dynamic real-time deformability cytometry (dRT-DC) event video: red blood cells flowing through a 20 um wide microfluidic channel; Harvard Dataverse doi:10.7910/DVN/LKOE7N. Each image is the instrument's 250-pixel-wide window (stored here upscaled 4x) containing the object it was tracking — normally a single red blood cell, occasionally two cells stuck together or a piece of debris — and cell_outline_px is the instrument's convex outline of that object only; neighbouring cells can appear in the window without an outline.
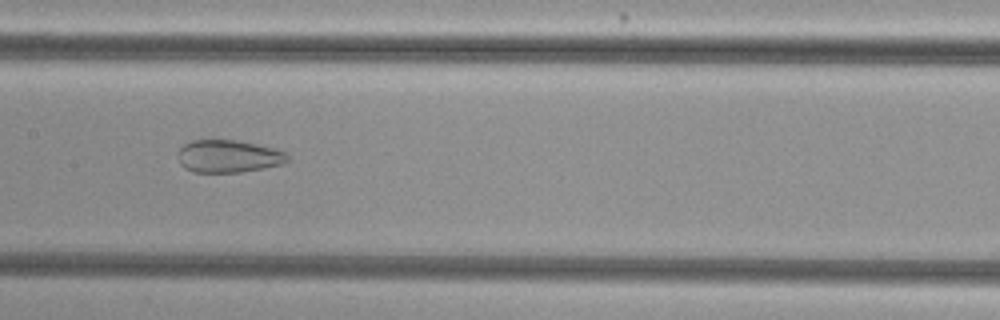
{"species": "common noctule bat (a hibernating species)", "species_latin": "Nyctalus noctula", "temperature_condition": "cold", "stored_images_in_passage": 38, "camera_frame_rate_fps": 3000, "um_per_image_px": 0.085, "animal": {"sex": "female", "body_mass_g": 29.2, "forearm_length_mm": 56.3}, "frame": {"image": 1, "passage_image": 11, "time_ms": 3.333, "image_size_px": [1000, 320], "cell_outline_px": [[288, 160], [284, 164], [264, 168], [240, 172], [192, 172], [184, 168], [180, 164], [176, 156], [180, 148], [184, 144], [192, 140], [236, 140], [276, 148], [284, 152], [288, 156]], "centroid_in_image_um": [19.39, 13.28], "position_along_channel_um": 188.0, "area_um2": 20.98}}
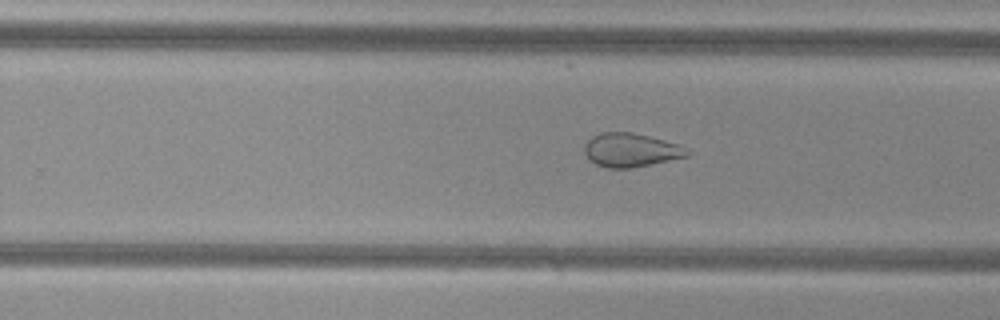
{"frame": {"image": 2, "passage_image": 18, "time_ms": 5.667, "image_size_px": [1000, 320], "cell_outline_px": [[692, 152], [688, 156], [652, 164], [632, 168], [608, 168], [596, 164], [588, 160], [584, 152], [584, 144], [592, 136], [600, 132], [632, 132], [680, 144]], "centroid_in_image_um": [53.61, 12.75], "position_along_channel_um": 276.2, "area_um2": 20.4}}
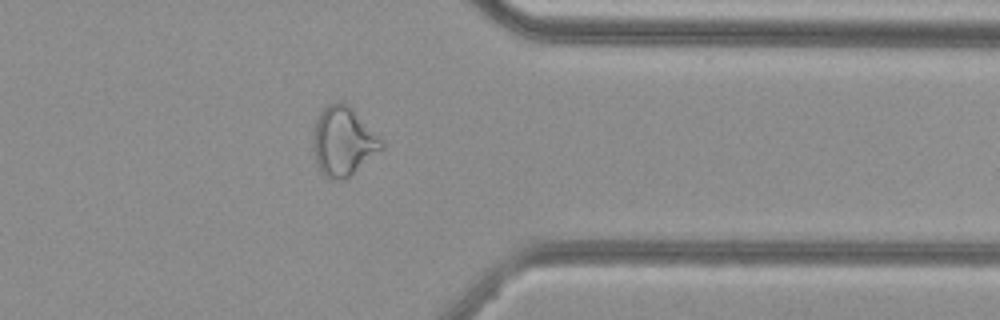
{"frame": {"image": 3, "passage_image": 27, "time_ms": 8.667, "image_size_px": [1000, 320], "cell_outline_px": [[384, 148], [344, 180], [332, 180], [324, 176], [320, 172], [316, 160], [312, 144], [312, 136], [316, 116], [328, 104], [340, 100], [348, 104], [384, 140]], "centroid_in_image_um": [29.16, 12.0], "position_along_channel_um": 382.2, "area_um2": 27.86}, "authors_computed_cell_mechanics": {"area_um2": 25.3453, "velocity_mm_per_s": 3.7894, "shape_relaxation_time_tau1_ms": null, "shape_relaxation_time_tau2_ms": 1.8393, "deformation_change_tau1": null, "deformation_change_tau2": 0.0871}}